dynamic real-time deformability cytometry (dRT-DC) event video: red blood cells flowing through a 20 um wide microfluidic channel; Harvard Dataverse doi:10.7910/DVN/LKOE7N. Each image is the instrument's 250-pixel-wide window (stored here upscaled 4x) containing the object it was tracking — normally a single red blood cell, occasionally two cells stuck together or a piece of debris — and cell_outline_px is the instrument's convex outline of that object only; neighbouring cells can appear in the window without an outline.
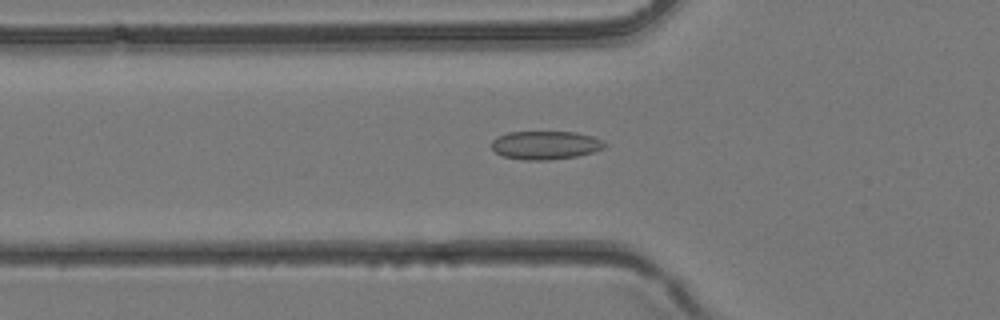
{"species": "common noctule bat (a hibernating species)", "species_latin": "Nyctalus noctula", "temperature_condition": "room temperature", "stored_images_in_passage": 37, "camera_frame_rate_fps": 3000, "um_per_image_px": 0.085, "animal": {"sex": "female", "body_mass_g": 24.6, "forearm_length_mm": 56.2}, "frame": {"image": 1, "passage_image": 12, "time_ms": 3.667, "image_size_px": [1000, 320], "cell_outline_px": [[608, 144], [604, 148], [592, 152], [576, 156], [548, 160], [524, 160], [504, 156], [496, 152], [492, 148], [492, 140], [496, 136], [508, 132], [576, 132], [592, 136]], "centroid_in_image_um": [46.35, 12.33], "position_along_channel_um": 79.5, "area_um2": 18.67}}
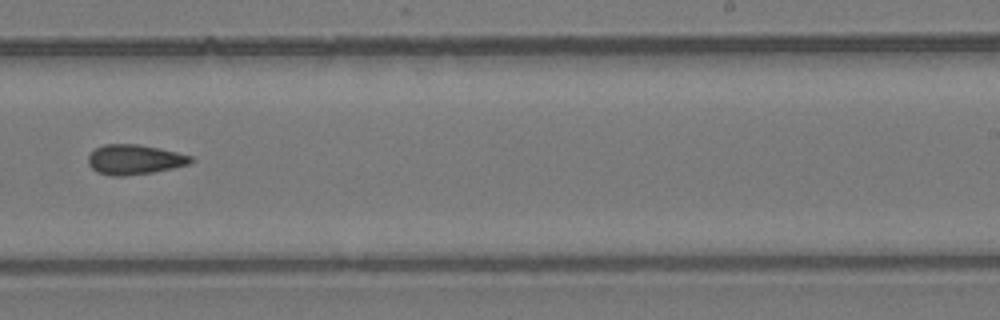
{"frame": {"image": 2, "passage_image": 23, "time_ms": 7.333, "image_size_px": [1000, 320], "cell_outline_px": [[196, 160], [188, 164], [172, 168], [152, 172], [124, 176], [112, 176], [96, 172], [88, 164], [88, 156], [96, 148], [104, 144], [136, 144], [160, 148], [192, 156]], "centroid_in_image_um": [11.43, 13.56], "position_along_channel_um": 277.6, "area_um2": 17.86}}
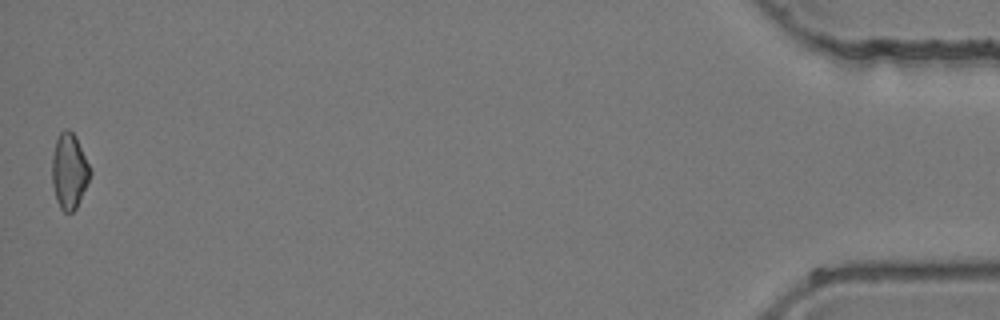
{"frame": {"image": 3, "passage_image": 37, "time_ms": 12.0, "image_size_px": [1000, 320], "cell_outline_px": [[92, 172], [76, 208], [72, 212], [64, 212], [60, 208], [56, 200], [52, 184], [52, 156], [56, 140], [60, 132], [64, 128], [68, 128], [76, 136], [92, 168]], "centroid_in_image_um": [5.89, 14.51], "position_along_channel_um": 429.3, "area_um2": 16.94}}